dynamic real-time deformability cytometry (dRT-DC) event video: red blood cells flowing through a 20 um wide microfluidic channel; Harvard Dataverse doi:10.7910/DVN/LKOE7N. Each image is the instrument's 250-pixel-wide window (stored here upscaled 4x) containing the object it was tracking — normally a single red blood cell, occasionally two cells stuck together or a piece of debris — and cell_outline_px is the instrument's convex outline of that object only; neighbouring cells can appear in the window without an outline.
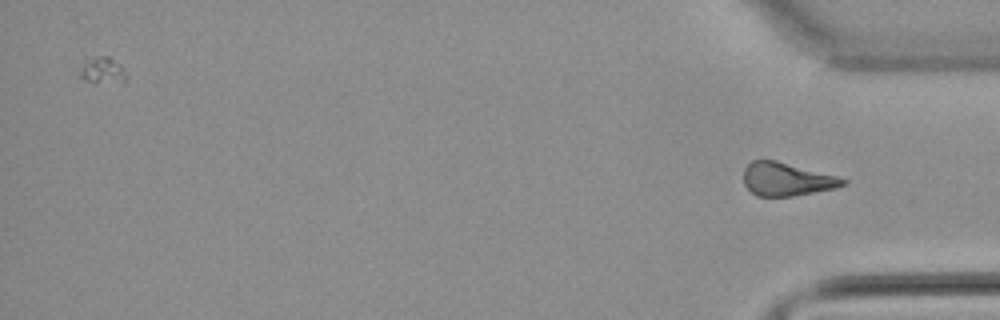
{"species": "common noctule bat (a hibernating species)", "species_latin": "Nyctalus noctula", "temperature_condition": "warm", "stored_images_in_passage": 40, "camera_frame_rate_fps": 3000, "um_per_image_px": 0.085, "animal": {"sex": "male", "body_mass_g": 21.5, "forearm_length_mm": 52.0}, "frame": {"image": 1, "passage_image": 40, "time_ms": 13.0, "image_size_px": [1000, 320], "cell_outline_px": [[848, 184], [836, 188], [792, 196], [756, 196], [744, 184], [744, 168], [752, 160], [776, 160], [836, 176], [848, 180]], "centroid_in_image_um": [66.87, 15.23], "position_along_channel_um": 368.3, "area_um2": 19.13}}